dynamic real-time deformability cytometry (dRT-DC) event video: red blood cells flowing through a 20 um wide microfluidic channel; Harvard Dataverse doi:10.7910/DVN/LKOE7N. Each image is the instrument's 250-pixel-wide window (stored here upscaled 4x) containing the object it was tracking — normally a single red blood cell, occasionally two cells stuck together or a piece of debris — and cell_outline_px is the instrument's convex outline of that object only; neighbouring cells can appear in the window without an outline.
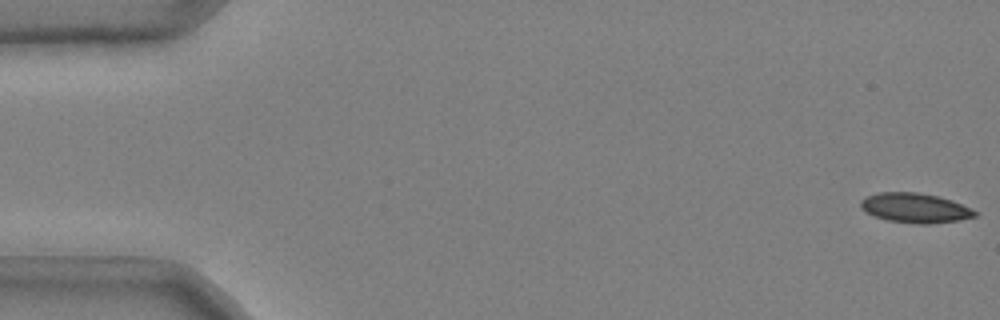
{"species": "common noctule bat (a hibernating species)", "species_latin": "Nyctalus noctula", "temperature_condition": "cold", "stored_images_in_passage": 52, "camera_frame_rate_fps": 3000, "um_per_image_px": 0.085, "animal": {"sex": "male", "body_mass_g": 20.4}, "frame": {"image": 1, "passage_image": 1, "time_ms": 0.0, "image_size_px": [1000, 320], "cell_outline_px": [[980, 212], [976, 216], [960, 220], [928, 224], [916, 224], [888, 220], [864, 212], [860, 208], [860, 200], [868, 196], [880, 192], [916, 192], [936, 196], [952, 200]], "centroid_in_image_um": [77.79, 17.68], "position_along_channel_um": 7.2, "area_um2": 19.77}}
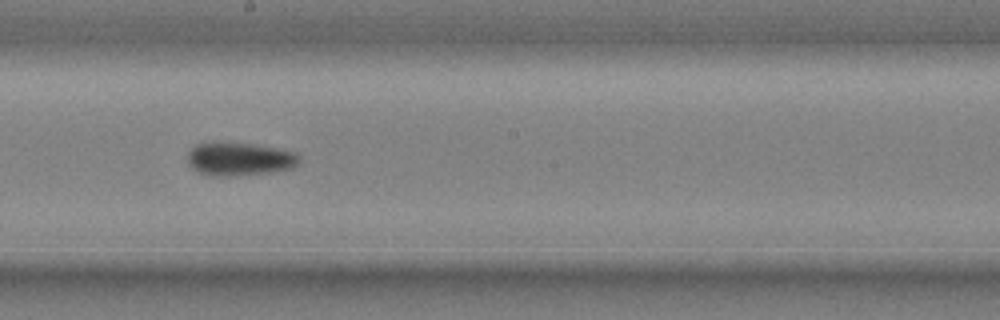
{"frame": {"image": 2, "passage_image": 30, "time_ms": 9.667, "image_size_px": [1000, 320], "cell_outline_px": [[300, 164], [292, 168], [272, 172], [232, 176], [212, 176], [196, 172], [188, 164], [188, 152], [196, 144], [212, 140], [252, 144], [296, 152], [300, 156]], "centroid_in_image_um": [20.32, 13.5], "position_along_channel_um": 227.9, "area_um2": 22.2}}
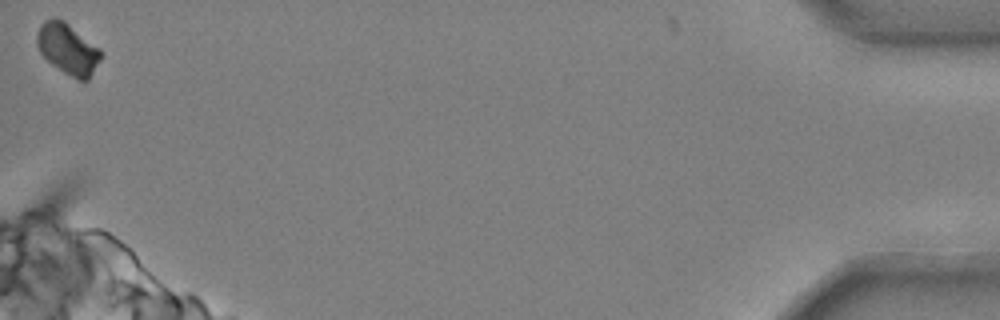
{"frame": {"image": 3, "passage_image": 52, "time_ms": 17.0, "image_size_px": [1000, 320], "cell_outline_px": [[104, 52], [100, 60], [88, 80], [76, 80], [52, 64], [40, 52], [36, 44], [36, 32], [40, 24], [44, 20], [52, 16], [64, 20], [100, 48]], "centroid_in_image_um": [5.76, 4.12], "position_along_channel_um": 429.4, "area_um2": 19.19}, "authors_computed_cell_mechanics": {"area_um2": 20.5768, "velocity_mm_per_s": 3.7065, "shape_relaxation_time_tau1_ms": 6.6336, "shape_relaxation_time_tau2_ms": null, "deformation_change_tau1": 0.1623, "deformation_change_tau2": null}}